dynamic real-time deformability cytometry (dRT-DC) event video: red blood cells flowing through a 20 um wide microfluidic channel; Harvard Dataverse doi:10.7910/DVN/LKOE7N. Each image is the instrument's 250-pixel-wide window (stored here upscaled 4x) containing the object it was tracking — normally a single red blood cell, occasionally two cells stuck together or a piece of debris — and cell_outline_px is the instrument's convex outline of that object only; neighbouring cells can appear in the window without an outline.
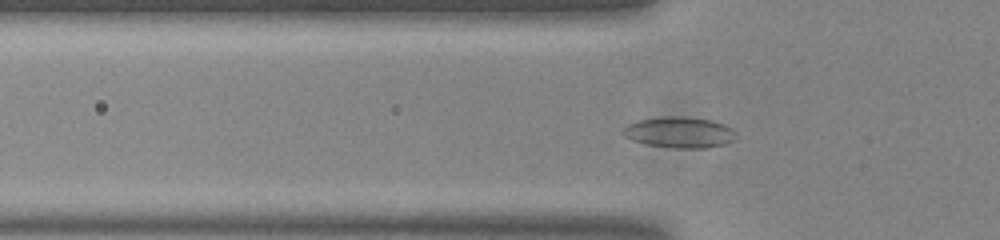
{"species": "common noctule bat (a hibernating species)", "species_latin": "Nyctalus noctula", "temperature_condition": "room temperature", "stored_images_in_passage": 40, "camera_frame_rate_fps": 3000, "um_per_image_px": 0.085, "animal": {"sex": "male", "body_mass_g": 20.0, "forearm_length_mm": 53.3}, "frame": {"image": 1, "passage_image": 3, "time_ms": 0.667, "image_size_px": [1000, 240], "cell_outline_px": [[736, 140], [724, 144], [704, 148], [676, 148], [648, 144], [632, 140], [624, 136], [624, 128], [628, 124], [640, 120], [664, 116], [684, 116], [712, 120], [724, 124], [732, 128], [736, 132]], "centroid_in_image_um": [57.81, 11.24], "position_along_channel_um": 68.0, "area_um2": 20.35}}
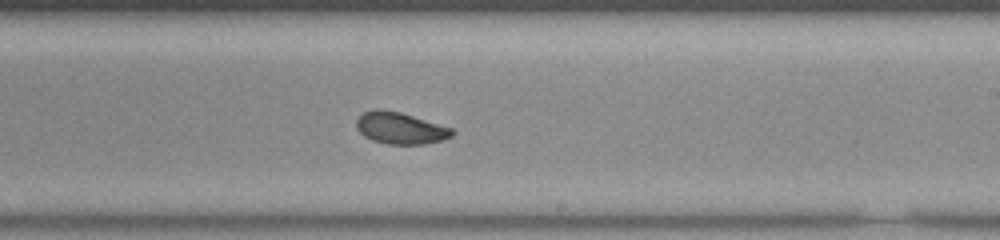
{"frame": {"image": 2, "passage_image": 18, "time_ms": 5.667, "image_size_px": [1000, 240], "cell_outline_px": [[456, 132], [452, 136], [444, 140], [424, 144], [384, 144], [372, 140], [364, 136], [356, 128], [356, 120], [364, 112], [376, 108], [380, 108], [400, 112], [452, 128]], "centroid_in_image_um": [34.02, 10.89], "position_along_channel_um": 255.0, "area_um2": 17.8}}
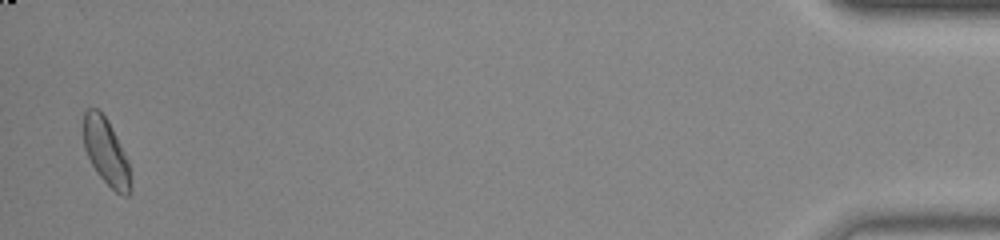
{"frame": {"image": 3, "passage_image": 39, "time_ms": 12.667, "image_size_px": [1000, 240], "cell_outline_px": [[132, 192], [128, 196], [124, 196], [116, 192], [96, 172], [84, 148], [84, 112], [88, 108], [96, 108], [108, 120], [128, 160], [132, 188]], "centroid_in_image_um": [9.04, 12.94], "position_along_channel_um": 426.2, "area_um2": 18.09}, "authors_computed_cell_mechanics": {"area_um2": 17.8024, "velocity_mm_per_s": 3.7321, "shape_relaxation_time_tau1_ms": 6.6432, "shape_relaxation_time_tau2_ms": 1.7245, "deformation_change_tau1": 0.1175, "deformation_change_tau2": 0.0495}}